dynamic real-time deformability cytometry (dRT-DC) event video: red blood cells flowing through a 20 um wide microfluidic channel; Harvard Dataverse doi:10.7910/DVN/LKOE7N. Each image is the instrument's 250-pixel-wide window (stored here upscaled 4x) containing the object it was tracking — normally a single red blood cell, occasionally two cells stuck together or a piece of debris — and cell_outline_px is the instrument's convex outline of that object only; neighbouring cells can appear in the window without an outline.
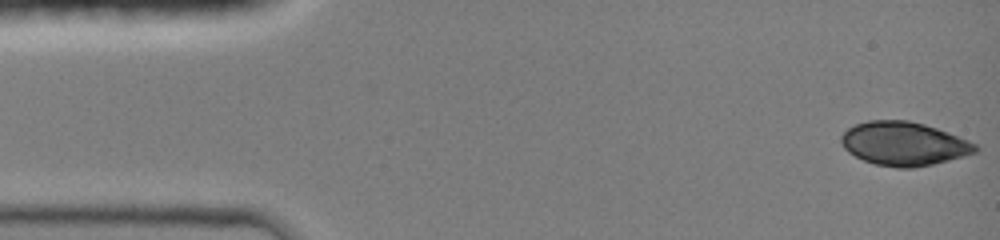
{"species": "common noctule bat (a hibernating species)", "species_latin": "Nyctalus noctula", "temperature_condition": "room temperature", "stored_images_in_passage": 45, "camera_frame_rate_fps": 3000, "um_per_image_px": 0.085, "animal": {"sex": "female", "body_mass_g": 19.0, "forearm_length_mm": 51.5}, "frame": {"image": 1, "passage_image": 1, "time_ms": 0.0, "image_size_px": [1000, 240], "cell_outline_px": [[980, 148], [976, 152], [932, 164], [912, 168], [896, 168], [876, 164], [864, 160], [848, 152], [844, 148], [840, 140], [840, 136], [848, 128], [856, 124], [868, 120], [908, 120], [924, 124], [948, 132], [968, 140], [976, 144]], "centroid_in_image_um": [76.81, 12.21], "position_along_channel_um": 8.2, "area_um2": 33.99}}
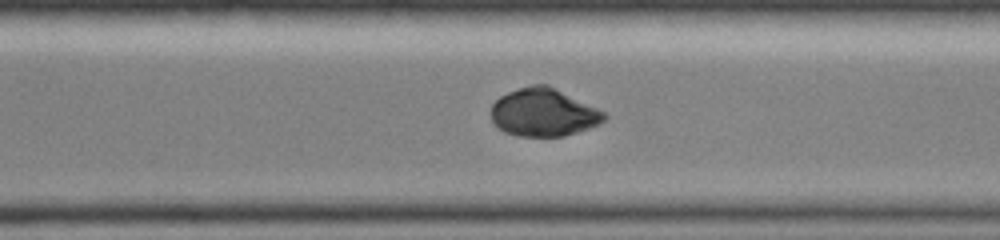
{"frame": {"image": 2, "passage_image": 32, "time_ms": 10.333, "image_size_px": [1000, 240], "cell_outline_px": [[608, 116], [600, 124], [564, 136], [520, 136], [504, 132], [492, 120], [492, 104], [500, 96], [508, 92], [532, 84], [548, 84], [604, 112]], "centroid_in_image_um": [46.2, 9.55], "position_along_channel_um": 324.4, "area_um2": 31.27}}
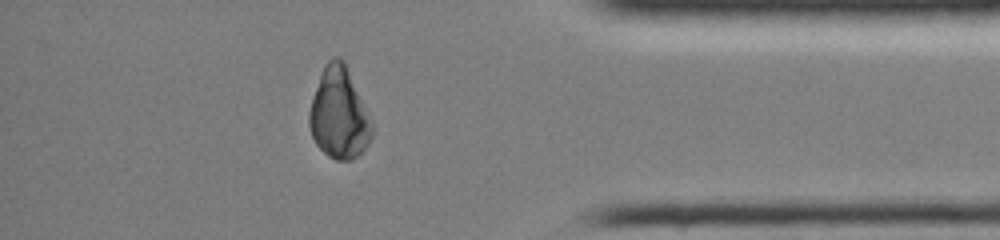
{"frame": {"image": 3, "passage_image": 39, "time_ms": 12.667, "image_size_px": [1000, 240], "cell_outline_px": [[372, 136], [368, 144], [352, 160], [336, 160], [328, 156], [316, 144], [312, 136], [308, 124], [308, 112], [312, 96], [320, 72], [324, 64], [332, 56], [340, 56], [344, 60], [372, 120]], "centroid_in_image_um": [28.8, 9.61], "position_along_channel_um": 406.4, "area_um2": 33.64}}